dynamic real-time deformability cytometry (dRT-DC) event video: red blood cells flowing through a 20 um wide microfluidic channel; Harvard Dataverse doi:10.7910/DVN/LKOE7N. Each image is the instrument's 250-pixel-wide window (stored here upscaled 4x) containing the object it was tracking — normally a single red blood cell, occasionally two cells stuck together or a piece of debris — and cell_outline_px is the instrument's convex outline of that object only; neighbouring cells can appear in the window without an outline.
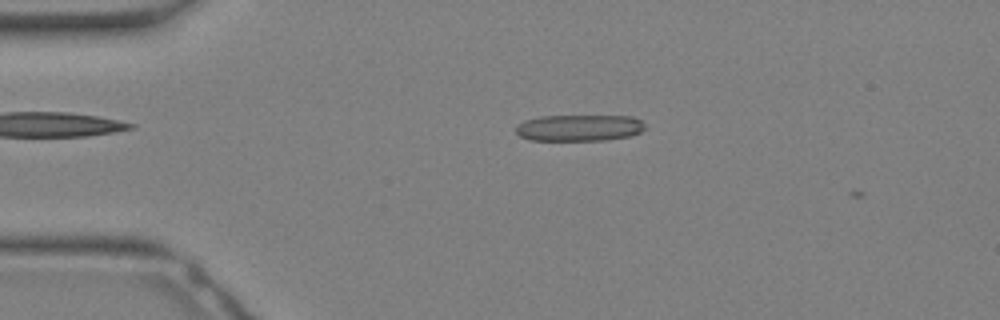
{"species": "Egyptian fruit bat (a non-hibernating species)", "species_latin": "Rousettus aegyptiacus", "temperature_condition": "warm", "stored_images_in_passage": 6, "camera_frame_rate_fps": 3000, "um_per_image_px": 0.085, "animal": {"sex": "female"}, "frame": {"image": 1, "passage_image": 3, "time_ms": 0.667, "image_size_px": [1000, 320], "cell_outline_px": [[644, 128], [640, 132], [632, 136], [604, 140], [532, 140], [520, 136], [516, 132], [516, 128], [524, 120], [540, 116], [632, 116], [640, 120], [644, 124]], "centroid_in_image_um": [49.25, 10.86], "position_along_channel_um": 35.8, "area_um2": 19.83}}